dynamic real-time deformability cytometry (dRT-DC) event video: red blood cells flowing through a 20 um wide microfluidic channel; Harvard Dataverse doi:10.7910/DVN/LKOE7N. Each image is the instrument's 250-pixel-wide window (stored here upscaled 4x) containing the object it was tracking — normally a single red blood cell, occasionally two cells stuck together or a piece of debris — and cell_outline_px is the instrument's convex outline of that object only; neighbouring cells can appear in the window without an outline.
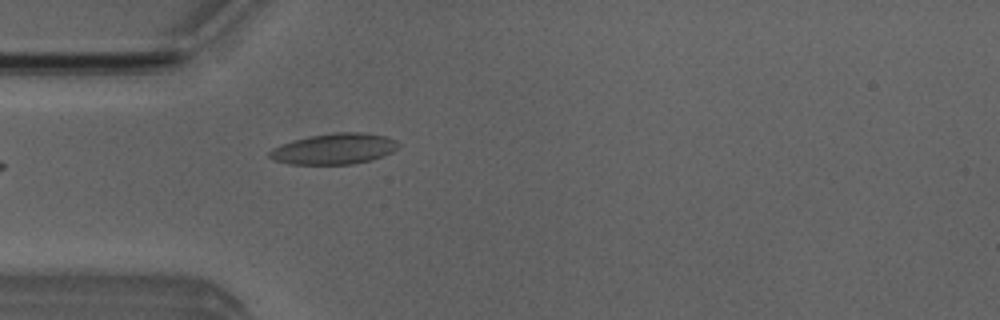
{"species": "Egyptian fruit bat (a non-hibernating species)", "species_latin": "Rousettus aegyptiacus", "temperature_condition": "room temperature", "stored_images_in_passage": 5, "camera_frame_rate_fps": 3000, "um_per_image_px": 0.085, "animal": {"sex": "male"}, "frame": {"image": 1, "passage_image": 1, "time_ms": 0.0, "image_size_px": [1000, 320], "cell_outline_px": [[400, 144], [392, 152], [372, 160], [352, 164], [288, 164], [272, 160], [268, 156], [268, 152], [272, 148], [292, 140], [312, 136], [336, 132], [364, 132], [384, 136], [396, 140]], "centroid_in_image_um": [28.38, 12.65], "position_along_channel_um": 56.6, "area_um2": 23.18}}